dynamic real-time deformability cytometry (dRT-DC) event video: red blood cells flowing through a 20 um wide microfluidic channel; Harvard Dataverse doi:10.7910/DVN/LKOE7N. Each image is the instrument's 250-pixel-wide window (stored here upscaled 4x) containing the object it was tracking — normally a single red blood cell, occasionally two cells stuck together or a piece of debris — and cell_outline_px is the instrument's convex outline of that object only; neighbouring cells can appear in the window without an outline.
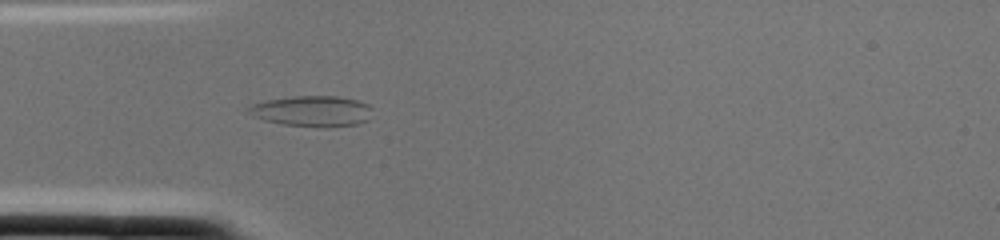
{"species": "common noctule bat (a hibernating species)", "species_latin": "Nyctalus noctula", "temperature_condition": "cold", "stored_images_in_passage": 2, "camera_frame_rate_fps": 3000, "um_per_image_px": 0.085, "animal": {"sex": "female", "body_mass_g": 22.0, "forearm_length_mm": 56.7}, "frame": {"image": 1, "passage_image": 2, "time_ms": 0.333, "image_size_px": [1000, 240], "cell_outline_px": [[372, 108], [368, 120], [356, 124], [324, 128], [284, 124], [264, 120], [248, 112], [248, 108], [252, 104], [268, 100], [292, 96], [336, 96], [356, 100], [368, 104]], "centroid_in_image_um": [26.57, 9.45], "position_along_channel_um": 58.4, "area_um2": 22.02}}